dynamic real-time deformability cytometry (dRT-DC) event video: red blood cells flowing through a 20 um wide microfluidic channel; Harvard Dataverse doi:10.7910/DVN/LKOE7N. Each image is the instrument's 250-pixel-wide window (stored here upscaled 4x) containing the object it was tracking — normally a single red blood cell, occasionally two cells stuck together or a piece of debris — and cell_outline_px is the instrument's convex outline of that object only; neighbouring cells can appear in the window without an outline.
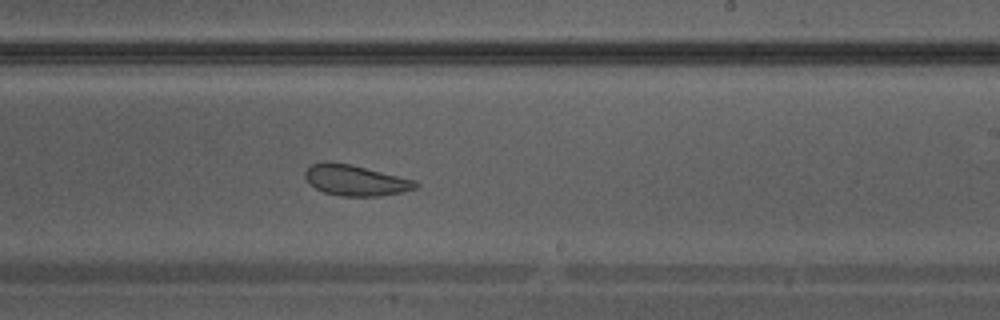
{"species": "Egyptian fruit bat (a non-hibernating species)", "species_latin": "Rousettus aegyptiacus", "temperature_condition": "warm", "stored_images_in_passage": 25, "camera_frame_rate_fps": 3000, "um_per_image_px": 0.085, "animal": {"sex": "male"}, "frame": {"image": 1, "passage_image": 18, "time_ms": 5.667, "image_size_px": [1000, 320], "cell_outline_px": [[420, 184], [416, 188], [404, 192], [380, 196], [340, 196], [324, 192], [316, 188], [304, 176], [304, 172], [312, 164], [328, 160], [348, 164], [416, 180]], "centroid_in_image_um": [30.24, 15.33], "position_along_channel_um": 258.8, "area_um2": 19.71}}